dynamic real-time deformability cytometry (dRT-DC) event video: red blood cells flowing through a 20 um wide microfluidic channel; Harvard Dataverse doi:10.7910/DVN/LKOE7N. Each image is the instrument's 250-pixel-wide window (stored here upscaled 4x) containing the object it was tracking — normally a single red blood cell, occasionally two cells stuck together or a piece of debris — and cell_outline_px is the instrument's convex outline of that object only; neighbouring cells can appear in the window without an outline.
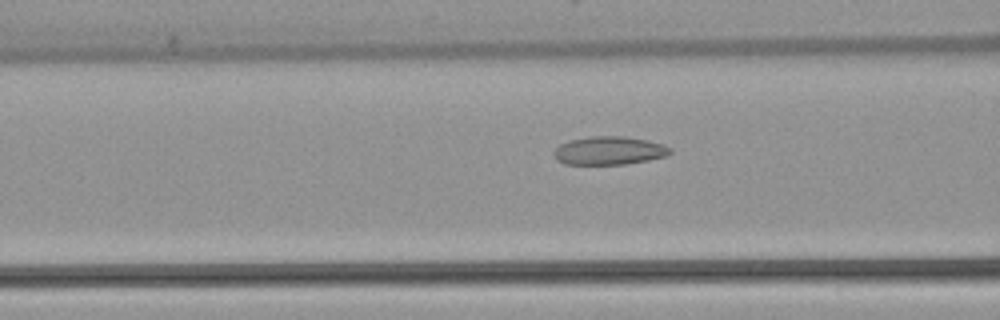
{"species": "common noctule bat (a hibernating species)", "species_latin": "Nyctalus noctula", "temperature_condition": "warm", "stored_images_in_passage": 53, "camera_frame_rate_fps": 3000, "um_per_image_px": 0.085, "animal": {"sex": "female", "body_mass_g": 22.7, "forearm_length_mm": 54.2}, "frame": {"image": 1, "passage_image": 21, "time_ms": 6.667, "image_size_px": [1000, 320], "cell_outline_px": [[672, 152], [668, 156], [648, 160], [624, 164], [564, 164], [556, 160], [552, 152], [560, 144], [568, 140], [592, 136], [624, 136], [664, 144], [672, 148]], "centroid_in_image_um": [51.77, 12.8], "position_along_channel_um": 114.8, "area_um2": 19.31}}
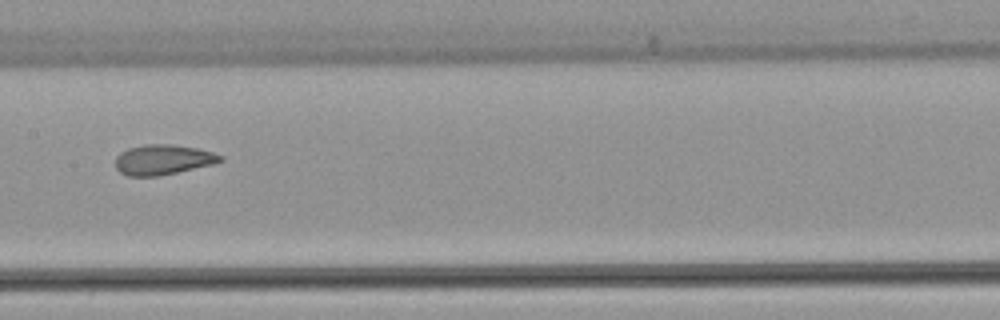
{"frame": {"image": 2, "passage_image": 27, "time_ms": 8.667, "image_size_px": [1000, 320], "cell_outline_px": [[224, 160], [212, 164], [176, 172], [156, 176], [128, 176], [120, 172], [116, 168], [116, 156], [120, 152], [128, 148], [144, 144], [172, 144], [196, 148], [212, 152], [224, 156]], "centroid_in_image_um": [13.83, 13.56], "position_along_channel_um": 193.6, "area_um2": 18.32}}
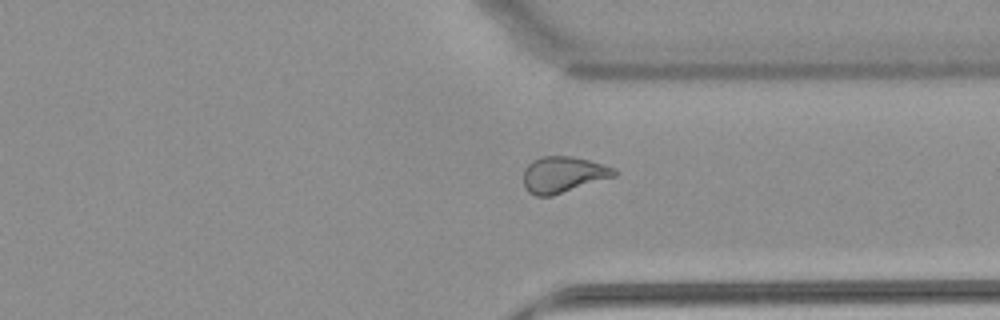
{"frame": {"image": 3, "passage_image": 40, "time_ms": 13.0, "image_size_px": [1000, 320], "cell_outline_px": [[620, 172], [616, 176], [552, 196], [536, 196], [528, 192], [524, 188], [524, 168], [532, 160], [544, 156], [572, 156], [588, 160], [616, 168]], "centroid_in_image_um": [47.88, 14.84], "position_along_channel_um": 363.5, "area_um2": 19.31}, "authors_computed_cell_mechanics": {"area_um2": 20.23, "velocity_mm_per_s": 3.9259, "shape_relaxation_time_tau1_ms": null, "shape_relaxation_time_tau2_ms": 1.8755, "deformation_change_tau1": null, "deformation_change_tau2": 0.0845}}